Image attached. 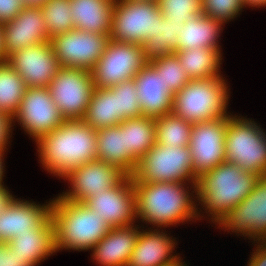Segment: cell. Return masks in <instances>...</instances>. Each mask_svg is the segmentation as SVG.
Here are the masks:
<instances>
[{
    "mask_svg": "<svg viewBox=\"0 0 266 266\" xmlns=\"http://www.w3.org/2000/svg\"><path fill=\"white\" fill-rule=\"evenodd\" d=\"M36 142L44 169L62 178L74 168L97 160V131L83 120H66Z\"/></svg>",
    "mask_w": 266,
    "mask_h": 266,
    "instance_id": "cell-1",
    "label": "cell"
},
{
    "mask_svg": "<svg viewBox=\"0 0 266 266\" xmlns=\"http://www.w3.org/2000/svg\"><path fill=\"white\" fill-rule=\"evenodd\" d=\"M259 179L258 175L225 161L197 178L195 192L212 215V222L219 224L231 208L250 194Z\"/></svg>",
    "mask_w": 266,
    "mask_h": 266,
    "instance_id": "cell-2",
    "label": "cell"
},
{
    "mask_svg": "<svg viewBox=\"0 0 266 266\" xmlns=\"http://www.w3.org/2000/svg\"><path fill=\"white\" fill-rule=\"evenodd\" d=\"M186 183L133 182L136 216L160 228L199 217Z\"/></svg>",
    "mask_w": 266,
    "mask_h": 266,
    "instance_id": "cell-3",
    "label": "cell"
},
{
    "mask_svg": "<svg viewBox=\"0 0 266 266\" xmlns=\"http://www.w3.org/2000/svg\"><path fill=\"white\" fill-rule=\"evenodd\" d=\"M51 218L57 251L92 249L110 231L105 220L84 202H72L59 196L52 201Z\"/></svg>",
    "mask_w": 266,
    "mask_h": 266,
    "instance_id": "cell-4",
    "label": "cell"
},
{
    "mask_svg": "<svg viewBox=\"0 0 266 266\" xmlns=\"http://www.w3.org/2000/svg\"><path fill=\"white\" fill-rule=\"evenodd\" d=\"M226 85L223 77L190 79L174 94L173 113L191 124L230 116L226 109L229 99Z\"/></svg>",
    "mask_w": 266,
    "mask_h": 266,
    "instance_id": "cell-5",
    "label": "cell"
},
{
    "mask_svg": "<svg viewBox=\"0 0 266 266\" xmlns=\"http://www.w3.org/2000/svg\"><path fill=\"white\" fill-rule=\"evenodd\" d=\"M236 117H227L225 160L266 177V134L254 121Z\"/></svg>",
    "mask_w": 266,
    "mask_h": 266,
    "instance_id": "cell-6",
    "label": "cell"
},
{
    "mask_svg": "<svg viewBox=\"0 0 266 266\" xmlns=\"http://www.w3.org/2000/svg\"><path fill=\"white\" fill-rule=\"evenodd\" d=\"M192 157L189 146L171 147L155 144L138 161L133 182H192L196 191L197 178L193 174Z\"/></svg>",
    "mask_w": 266,
    "mask_h": 266,
    "instance_id": "cell-7",
    "label": "cell"
},
{
    "mask_svg": "<svg viewBox=\"0 0 266 266\" xmlns=\"http://www.w3.org/2000/svg\"><path fill=\"white\" fill-rule=\"evenodd\" d=\"M160 15L158 2L115 0L109 37L116 42L142 46L155 33Z\"/></svg>",
    "mask_w": 266,
    "mask_h": 266,
    "instance_id": "cell-8",
    "label": "cell"
},
{
    "mask_svg": "<svg viewBox=\"0 0 266 266\" xmlns=\"http://www.w3.org/2000/svg\"><path fill=\"white\" fill-rule=\"evenodd\" d=\"M148 63L142 46L109 39L105 52L92 68L95 88H110L134 76Z\"/></svg>",
    "mask_w": 266,
    "mask_h": 266,
    "instance_id": "cell-9",
    "label": "cell"
},
{
    "mask_svg": "<svg viewBox=\"0 0 266 266\" xmlns=\"http://www.w3.org/2000/svg\"><path fill=\"white\" fill-rule=\"evenodd\" d=\"M48 89L65 120H82L95 86L91 71L60 67Z\"/></svg>",
    "mask_w": 266,
    "mask_h": 266,
    "instance_id": "cell-10",
    "label": "cell"
},
{
    "mask_svg": "<svg viewBox=\"0 0 266 266\" xmlns=\"http://www.w3.org/2000/svg\"><path fill=\"white\" fill-rule=\"evenodd\" d=\"M109 36L73 29L56 35L49 41L60 67L91 71L105 52Z\"/></svg>",
    "mask_w": 266,
    "mask_h": 266,
    "instance_id": "cell-11",
    "label": "cell"
},
{
    "mask_svg": "<svg viewBox=\"0 0 266 266\" xmlns=\"http://www.w3.org/2000/svg\"><path fill=\"white\" fill-rule=\"evenodd\" d=\"M13 119L18 120L35 141L66 121L54 103L48 87H27Z\"/></svg>",
    "mask_w": 266,
    "mask_h": 266,
    "instance_id": "cell-12",
    "label": "cell"
},
{
    "mask_svg": "<svg viewBox=\"0 0 266 266\" xmlns=\"http://www.w3.org/2000/svg\"><path fill=\"white\" fill-rule=\"evenodd\" d=\"M226 128L227 117L192 124L189 148L196 178L226 161Z\"/></svg>",
    "mask_w": 266,
    "mask_h": 266,
    "instance_id": "cell-13",
    "label": "cell"
},
{
    "mask_svg": "<svg viewBox=\"0 0 266 266\" xmlns=\"http://www.w3.org/2000/svg\"><path fill=\"white\" fill-rule=\"evenodd\" d=\"M127 176L120 168L112 164L94 160L69 171L63 178L72 185L60 198L72 202H86L90 197L99 195L118 185Z\"/></svg>",
    "mask_w": 266,
    "mask_h": 266,
    "instance_id": "cell-14",
    "label": "cell"
},
{
    "mask_svg": "<svg viewBox=\"0 0 266 266\" xmlns=\"http://www.w3.org/2000/svg\"><path fill=\"white\" fill-rule=\"evenodd\" d=\"M219 226L266 241V177H261L250 194L230 209Z\"/></svg>",
    "mask_w": 266,
    "mask_h": 266,
    "instance_id": "cell-15",
    "label": "cell"
},
{
    "mask_svg": "<svg viewBox=\"0 0 266 266\" xmlns=\"http://www.w3.org/2000/svg\"><path fill=\"white\" fill-rule=\"evenodd\" d=\"M7 63L27 87H48L60 68L50 41L15 51Z\"/></svg>",
    "mask_w": 266,
    "mask_h": 266,
    "instance_id": "cell-16",
    "label": "cell"
},
{
    "mask_svg": "<svg viewBox=\"0 0 266 266\" xmlns=\"http://www.w3.org/2000/svg\"><path fill=\"white\" fill-rule=\"evenodd\" d=\"M85 204L105 220L110 228L132 226L136 216V195L131 176L118 185L90 197Z\"/></svg>",
    "mask_w": 266,
    "mask_h": 266,
    "instance_id": "cell-17",
    "label": "cell"
},
{
    "mask_svg": "<svg viewBox=\"0 0 266 266\" xmlns=\"http://www.w3.org/2000/svg\"><path fill=\"white\" fill-rule=\"evenodd\" d=\"M3 28L7 57L50 40L40 7H25L13 20L3 23Z\"/></svg>",
    "mask_w": 266,
    "mask_h": 266,
    "instance_id": "cell-18",
    "label": "cell"
},
{
    "mask_svg": "<svg viewBox=\"0 0 266 266\" xmlns=\"http://www.w3.org/2000/svg\"><path fill=\"white\" fill-rule=\"evenodd\" d=\"M51 208L52 202L41 206L14 197L0 213V243L7 244L14 236L41 227L51 217Z\"/></svg>",
    "mask_w": 266,
    "mask_h": 266,
    "instance_id": "cell-19",
    "label": "cell"
},
{
    "mask_svg": "<svg viewBox=\"0 0 266 266\" xmlns=\"http://www.w3.org/2000/svg\"><path fill=\"white\" fill-rule=\"evenodd\" d=\"M133 79L143 116L156 119L173 112L174 95L148 63Z\"/></svg>",
    "mask_w": 266,
    "mask_h": 266,
    "instance_id": "cell-20",
    "label": "cell"
},
{
    "mask_svg": "<svg viewBox=\"0 0 266 266\" xmlns=\"http://www.w3.org/2000/svg\"><path fill=\"white\" fill-rule=\"evenodd\" d=\"M139 233L134 225L110 228L91 249L93 259L101 266H127Z\"/></svg>",
    "mask_w": 266,
    "mask_h": 266,
    "instance_id": "cell-21",
    "label": "cell"
},
{
    "mask_svg": "<svg viewBox=\"0 0 266 266\" xmlns=\"http://www.w3.org/2000/svg\"><path fill=\"white\" fill-rule=\"evenodd\" d=\"M156 229L140 231L127 266H171L180 257L172 256L175 242Z\"/></svg>",
    "mask_w": 266,
    "mask_h": 266,
    "instance_id": "cell-22",
    "label": "cell"
},
{
    "mask_svg": "<svg viewBox=\"0 0 266 266\" xmlns=\"http://www.w3.org/2000/svg\"><path fill=\"white\" fill-rule=\"evenodd\" d=\"M7 245L21 257L25 263L36 266L56 252L55 229L50 217L41 227L32 232L20 233L7 243Z\"/></svg>",
    "mask_w": 266,
    "mask_h": 266,
    "instance_id": "cell-23",
    "label": "cell"
},
{
    "mask_svg": "<svg viewBox=\"0 0 266 266\" xmlns=\"http://www.w3.org/2000/svg\"><path fill=\"white\" fill-rule=\"evenodd\" d=\"M115 0H70L75 29L110 35Z\"/></svg>",
    "mask_w": 266,
    "mask_h": 266,
    "instance_id": "cell-24",
    "label": "cell"
},
{
    "mask_svg": "<svg viewBox=\"0 0 266 266\" xmlns=\"http://www.w3.org/2000/svg\"><path fill=\"white\" fill-rule=\"evenodd\" d=\"M97 160L120 168L131 176L137 164L127 155L124 128L119 124L97 131Z\"/></svg>",
    "mask_w": 266,
    "mask_h": 266,
    "instance_id": "cell-25",
    "label": "cell"
},
{
    "mask_svg": "<svg viewBox=\"0 0 266 266\" xmlns=\"http://www.w3.org/2000/svg\"><path fill=\"white\" fill-rule=\"evenodd\" d=\"M223 24L215 19L196 15L183 23L178 34V51L207 47L221 51L218 46V37Z\"/></svg>",
    "mask_w": 266,
    "mask_h": 266,
    "instance_id": "cell-26",
    "label": "cell"
},
{
    "mask_svg": "<svg viewBox=\"0 0 266 266\" xmlns=\"http://www.w3.org/2000/svg\"><path fill=\"white\" fill-rule=\"evenodd\" d=\"M127 155L137 164L156 144V124L154 118L140 116L124 120Z\"/></svg>",
    "mask_w": 266,
    "mask_h": 266,
    "instance_id": "cell-27",
    "label": "cell"
},
{
    "mask_svg": "<svg viewBox=\"0 0 266 266\" xmlns=\"http://www.w3.org/2000/svg\"><path fill=\"white\" fill-rule=\"evenodd\" d=\"M82 120L95 131L119 125L116 93L111 88H95Z\"/></svg>",
    "mask_w": 266,
    "mask_h": 266,
    "instance_id": "cell-28",
    "label": "cell"
},
{
    "mask_svg": "<svg viewBox=\"0 0 266 266\" xmlns=\"http://www.w3.org/2000/svg\"><path fill=\"white\" fill-rule=\"evenodd\" d=\"M184 72L190 79H209L211 77H221L220 62L221 51L200 47L175 52Z\"/></svg>",
    "mask_w": 266,
    "mask_h": 266,
    "instance_id": "cell-29",
    "label": "cell"
},
{
    "mask_svg": "<svg viewBox=\"0 0 266 266\" xmlns=\"http://www.w3.org/2000/svg\"><path fill=\"white\" fill-rule=\"evenodd\" d=\"M183 24L171 22L162 14L156 19L155 33L142 44L144 57L152 61L178 51V34Z\"/></svg>",
    "mask_w": 266,
    "mask_h": 266,
    "instance_id": "cell-30",
    "label": "cell"
},
{
    "mask_svg": "<svg viewBox=\"0 0 266 266\" xmlns=\"http://www.w3.org/2000/svg\"><path fill=\"white\" fill-rule=\"evenodd\" d=\"M27 86L7 62L0 63V111L12 117L19 110Z\"/></svg>",
    "mask_w": 266,
    "mask_h": 266,
    "instance_id": "cell-31",
    "label": "cell"
},
{
    "mask_svg": "<svg viewBox=\"0 0 266 266\" xmlns=\"http://www.w3.org/2000/svg\"><path fill=\"white\" fill-rule=\"evenodd\" d=\"M156 144L183 147L189 146L192 124L175 113H169L155 119Z\"/></svg>",
    "mask_w": 266,
    "mask_h": 266,
    "instance_id": "cell-32",
    "label": "cell"
},
{
    "mask_svg": "<svg viewBox=\"0 0 266 266\" xmlns=\"http://www.w3.org/2000/svg\"><path fill=\"white\" fill-rule=\"evenodd\" d=\"M70 0H47L41 7L49 39L75 29Z\"/></svg>",
    "mask_w": 266,
    "mask_h": 266,
    "instance_id": "cell-33",
    "label": "cell"
},
{
    "mask_svg": "<svg viewBox=\"0 0 266 266\" xmlns=\"http://www.w3.org/2000/svg\"><path fill=\"white\" fill-rule=\"evenodd\" d=\"M148 64L161 75L165 87L174 95L189 83L190 78L184 72L176 53L149 61Z\"/></svg>",
    "mask_w": 266,
    "mask_h": 266,
    "instance_id": "cell-34",
    "label": "cell"
},
{
    "mask_svg": "<svg viewBox=\"0 0 266 266\" xmlns=\"http://www.w3.org/2000/svg\"><path fill=\"white\" fill-rule=\"evenodd\" d=\"M117 96L119 122L143 116L134 79L110 87Z\"/></svg>",
    "mask_w": 266,
    "mask_h": 266,
    "instance_id": "cell-35",
    "label": "cell"
},
{
    "mask_svg": "<svg viewBox=\"0 0 266 266\" xmlns=\"http://www.w3.org/2000/svg\"><path fill=\"white\" fill-rule=\"evenodd\" d=\"M161 14L174 23L183 24L201 12V0H158Z\"/></svg>",
    "mask_w": 266,
    "mask_h": 266,
    "instance_id": "cell-36",
    "label": "cell"
},
{
    "mask_svg": "<svg viewBox=\"0 0 266 266\" xmlns=\"http://www.w3.org/2000/svg\"><path fill=\"white\" fill-rule=\"evenodd\" d=\"M244 6L242 0H201L202 14L222 24L236 17Z\"/></svg>",
    "mask_w": 266,
    "mask_h": 266,
    "instance_id": "cell-37",
    "label": "cell"
},
{
    "mask_svg": "<svg viewBox=\"0 0 266 266\" xmlns=\"http://www.w3.org/2000/svg\"><path fill=\"white\" fill-rule=\"evenodd\" d=\"M24 8L22 0H0V23L13 20Z\"/></svg>",
    "mask_w": 266,
    "mask_h": 266,
    "instance_id": "cell-38",
    "label": "cell"
},
{
    "mask_svg": "<svg viewBox=\"0 0 266 266\" xmlns=\"http://www.w3.org/2000/svg\"><path fill=\"white\" fill-rule=\"evenodd\" d=\"M0 266H32L25 263L7 244L0 243Z\"/></svg>",
    "mask_w": 266,
    "mask_h": 266,
    "instance_id": "cell-39",
    "label": "cell"
},
{
    "mask_svg": "<svg viewBox=\"0 0 266 266\" xmlns=\"http://www.w3.org/2000/svg\"><path fill=\"white\" fill-rule=\"evenodd\" d=\"M14 119L11 115L0 111V152L5 151Z\"/></svg>",
    "mask_w": 266,
    "mask_h": 266,
    "instance_id": "cell-40",
    "label": "cell"
},
{
    "mask_svg": "<svg viewBox=\"0 0 266 266\" xmlns=\"http://www.w3.org/2000/svg\"><path fill=\"white\" fill-rule=\"evenodd\" d=\"M259 243L261 244L257 245L258 248L252 254L248 266H266V241H260Z\"/></svg>",
    "mask_w": 266,
    "mask_h": 266,
    "instance_id": "cell-41",
    "label": "cell"
},
{
    "mask_svg": "<svg viewBox=\"0 0 266 266\" xmlns=\"http://www.w3.org/2000/svg\"><path fill=\"white\" fill-rule=\"evenodd\" d=\"M14 197L10 195L5 186L0 185V213L7 207Z\"/></svg>",
    "mask_w": 266,
    "mask_h": 266,
    "instance_id": "cell-42",
    "label": "cell"
},
{
    "mask_svg": "<svg viewBox=\"0 0 266 266\" xmlns=\"http://www.w3.org/2000/svg\"><path fill=\"white\" fill-rule=\"evenodd\" d=\"M7 60L8 57L5 53L4 28L3 24L0 23V63H5Z\"/></svg>",
    "mask_w": 266,
    "mask_h": 266,
    "instance_id": "cell-43",
    "label": "cell"
},
{
    "mask_svg": "<svg viewBox=\"0 0 266 266\" xmlns=\"http://www.w3.org/2000/svg\"><path fill=\"white\" fill-rule=\"evenodd\" d=\"M47 0H22L25 7H41Z\"/></svg>",
    "mask_w": 266,
    "mask_h": 266,
    "instance_id": "cell-44",
    "label": "cell"
},
{
    "mask_svg": "<svg viewBox=\"0 0 266 266\" xmlns=\"http://www.w3.org/2000/svg\"><path fill=\"white\" fill-rule=\"evenodd\" d=\"M245 7L246 5L248 6H251V7H262V6H266V0H242Z\"/></svg>",
    "mask_w": 266,
    "mask_h": 266,
    "instance_id": "cell-45",
    "label": "cell"
},
{
    "mask_svg": "<svg viewBox=\"0 0 266 266\" xmlns=\"http://www.w3.org/2000/svg\"><path fill=\"white\" fill-rule=\"evenodd\" d=\"M3 155H4V152H0V185H2V178L4 176L3 175V172H4L3 171L4 170L3 167L4 166H2L3 165V162H2L3 161V159H2L3 158Z\"/></svg>",
    "mask_w": 266,
    "mask_h": 266,
    "instance_id": "cell-46",
    "label": "cell"
},
{
    "mask_svg": "<svg viewBox=\"0 0 266 266\" xmlns=\"http://www.w3.org/2000/svg\"><path fill=\"white\" fill-rule=\"evenodd\" d=\"M171 266H186V264H184V262L182 263L181 258H180L179 261H177L174 265H171Z\"/></svg>",
    "mask_w": 266,
    "mask_h": 266,
    "instance_id": "cell-47",
    "label": "cell"
},
{
    "mask_svg": "<svg viewBox=\"0 0 266 266\" xmlns=\"http://www.w3.org/2000/svg\"><path fill=\"white\" fill-rule=\"evenodd\" d=\"M135 1L158 2V0H135Z\"/></svg>",
    "mask_w": 266,
    "mask_h": 266,
    "instance_id": "cell-48",
    "label": "cell"
}]
</instances>
